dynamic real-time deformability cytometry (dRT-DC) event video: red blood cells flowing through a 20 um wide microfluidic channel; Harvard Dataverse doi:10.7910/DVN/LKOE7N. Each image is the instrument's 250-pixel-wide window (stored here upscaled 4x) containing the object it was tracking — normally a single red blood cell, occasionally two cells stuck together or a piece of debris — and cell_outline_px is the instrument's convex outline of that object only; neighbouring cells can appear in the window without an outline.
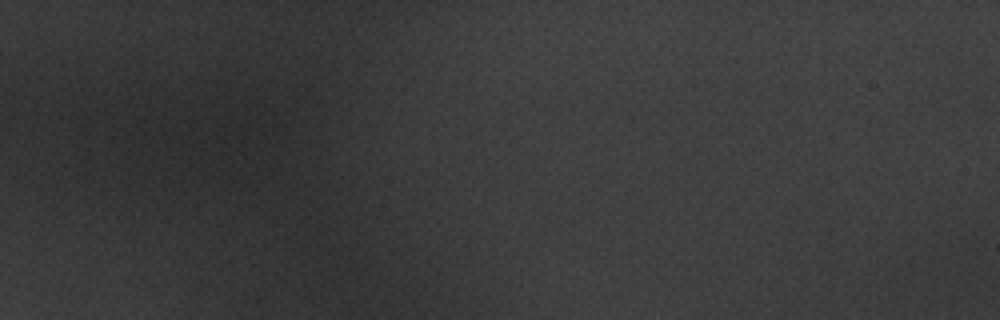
{"species": "common noctule bat (a hibernating species)", "species_latin": "Nyctalus noctula", "temperature_condition": "warm", "stored_images_in_passage": 3, "camera_frame_rate_fps": 3000, "um_per_image_px": 0.085, "animal": {"sex": "male", "body_mass_g": 20.1, "forearm_length_mm": 53.5}, "frame": {"image": 1, "passage_image": 1, "time_ms": 0.0, "image_size_px": [1000, 320], "cell_outline_px": [[288, 164], [280, 172], [272, 176], [264, 176], [228, 164], [220, 156], [212, 140], [220, 128], [224, 124], [244, 112], [260, 108], [288, 116]], "centroid_in_image_um": [21.69, 12.06], "position_along_channel_um": 63.3, "area_um2": 28.15}}